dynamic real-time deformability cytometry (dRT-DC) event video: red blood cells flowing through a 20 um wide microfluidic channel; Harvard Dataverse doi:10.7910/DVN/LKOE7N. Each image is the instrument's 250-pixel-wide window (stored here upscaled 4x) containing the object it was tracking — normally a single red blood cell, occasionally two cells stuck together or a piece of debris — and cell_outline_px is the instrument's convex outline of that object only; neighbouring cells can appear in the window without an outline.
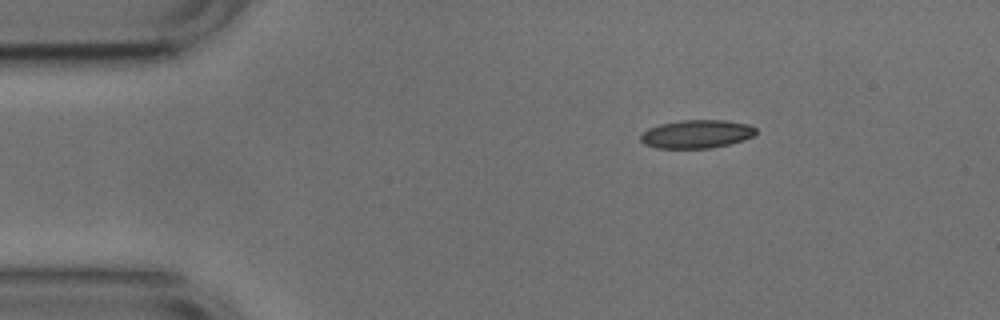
{"species": "common noctule bat (a hibernating species)", "species_latin": "Nyctalus noctula", "temperature_condition": "cold", "stored_images_in_passage": 45, "camera_frame_rate_fps": 3000, "um_per_image_px": 0.085, "animal": {"sex": "male", "body_mass_g": 17.9, "forearm_length_mm": 54.2}, "frame": {"image": 1, "passage_image": 1, "time_ms": 0.0, "image_size_px": [1000, 320], "cell_outline_px": [[756, 132], [752, 136], [744, 140], [712, 148], [656, 148], [644, 144], [640, 140], [640, 136], [648, 128], [660, 124], [680, 120], [724, 120], [748, 124], [756, 128]], "centroid_in_image_um": [59.2, 11.39], "position_along_channel_um": 25.8, "area_um2": 19.02}}
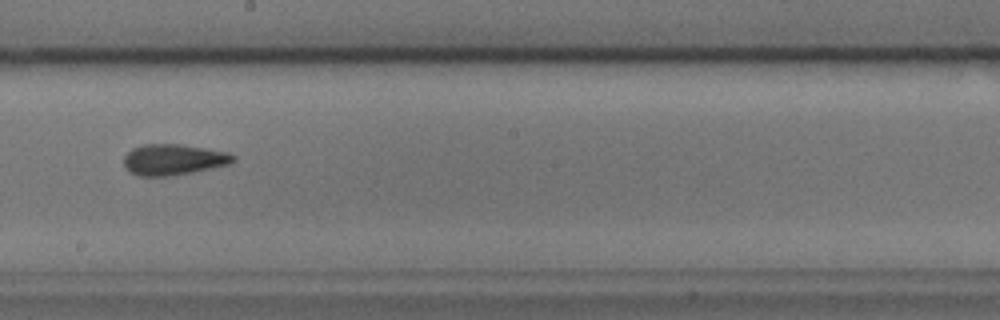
{"frame": {"image": 2, "passage_image": 22, "time_ms": 7.0, "image_size_px": [1000, 320], "cell_outline_px": [[236, 160], [228, 164], [212, 168], [192, 172], [168, 176], [140, 176], [132, 172], [124, 164], [124, 156], [132, 148], [144, 144], [180, 144], [228, 152], [236, 156]], "centroid_in_image_um": [14.76, 13.55], "position_along_channel_um": 233.4, "area_um2": 19.54}}
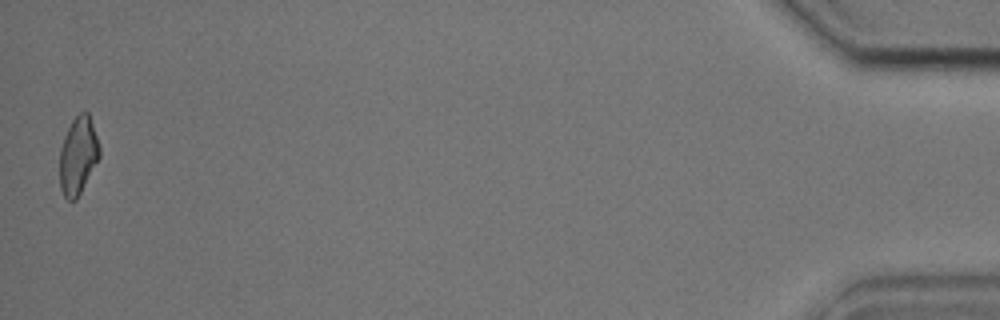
{"frame": {"image": 3, "passage_image": 45, "time_ms": 14.667, "image_size_px": [1000, 320], "cell_outline_px": [[100, 156], [76, 200], [68, 200], [64, 196], [60, 188], [60, 148], [64, 136], [72, 120], [80, 112], [88, 112], [100, 148]], "centroid_in_image_um": [6.62, 13.23], "position_along_channel_um": 428.6, "area_um2": 17.74}, "authors_computed_cell_mechanics": {"area_um2": 19.1896, "velocity_mm_per_s": 3.7713, "shape_relaxation_time_tau1_ms": 8.2656, "shape_relaxation_time_tau2_ms": 2.5952, "deformation_change_tau1": 0.1613, "deformation_change_tau2": 0.1061}}